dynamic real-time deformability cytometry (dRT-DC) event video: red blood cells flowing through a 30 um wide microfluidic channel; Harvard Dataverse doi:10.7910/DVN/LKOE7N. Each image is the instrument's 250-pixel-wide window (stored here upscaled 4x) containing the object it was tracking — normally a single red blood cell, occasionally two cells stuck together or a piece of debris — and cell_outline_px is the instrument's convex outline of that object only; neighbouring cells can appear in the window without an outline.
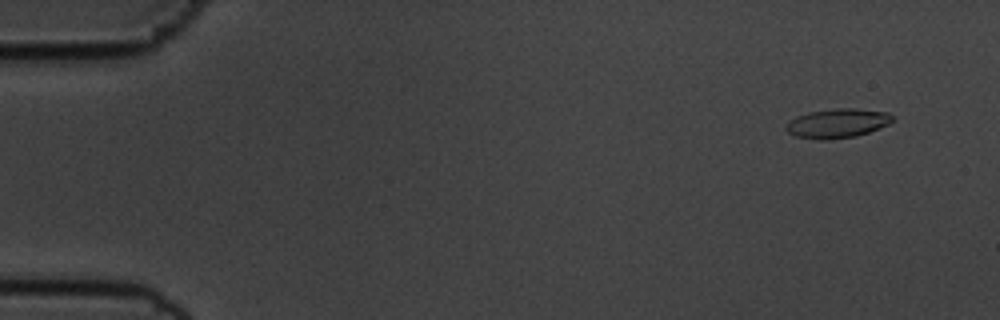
{"species": "common noctule bat (a hibernating species)", "species_latin": "Nyctalus noctula", "temperature_condition": "cold", "stored_images_in_passage": 56, "camera_frame_rate_fps": 3000, "um_per_image_px": 0.085, "animal": {"sex": "male", "body_mass_g": 19.5, "forearm_length_mm": 54.6}, "frame": {"image": 1, "passage_image": 4, "time_ms": 1.0, "image_size_px": [1000, 320], "cell_outline_px": [[892, 120], [888, 124], [868, 132], [856, 136], [828, 140], [820, 140], [796, 136], [788, 132], [784, 128], [788, 120], [796, 116], [808, 112], [836, 108], [856, 108], [888, 112], [892, 116]], "centroid_in_image_um": [71.13, 10.47], "position_along_channel_um": 13.9, "area_um2": 18.21}}
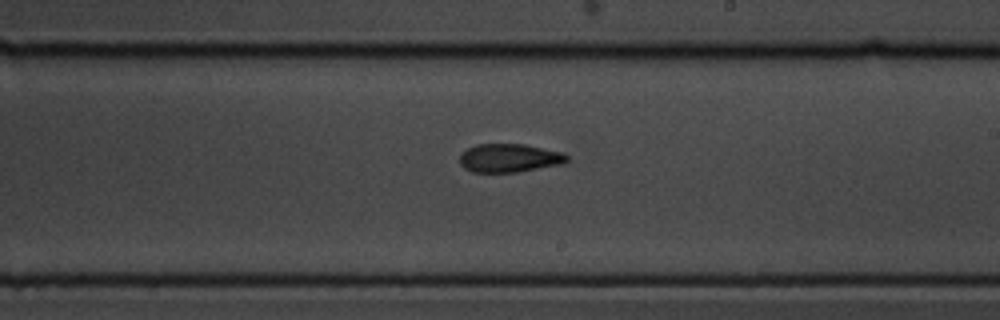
{"frame": {"image": 2, "passage_image": 33, "time_ms": 10.667, "image_size_px": [1000, 320], "cell_outline_px": [[568, 160], [564, 164], [516, 172], [472, 172], [464, 168], [460, 164], [460, 152], [476, 144], [524, 144], [560, 152], [568, 156]], "centroid_in_image_um": [43.26, 13.43], "position_along_channel_um": 245.7, "area_um2": 17.8}}
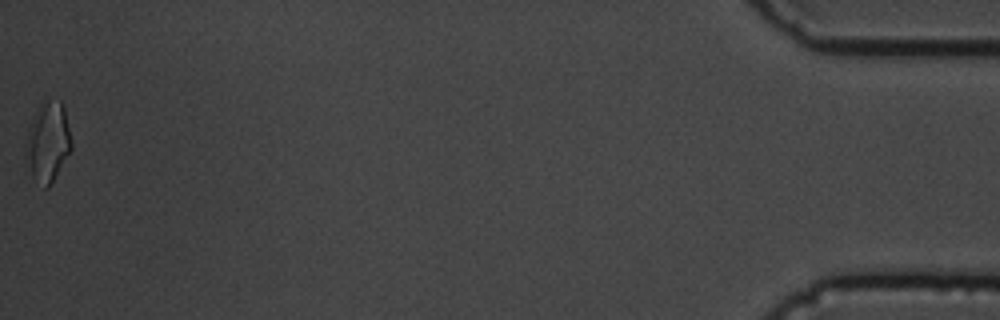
{"frame": {"image": 3, "passage_image": 56, "time_ms": 18.333, "image_size_px": [1000, 320], "cell_outline_px": [[72, 148], [48, 188], [44, 188], [32, 176], [24, 156], [24, 148], [28, 128], [32, 116], [44, 96], [60, 100], [64, 104], [72, 144]], "centroid_in_image_um": [4.04, 11.97], "position_along_channel_um": 431.2, "area_um2": 21.79}, "authors_computed_cell_mechanics": {"area_um2": 17.8024, "velocity_mm_per_s": 3.6151, "shape_relaxation_time_tau1_ms": 7.0741, "shape_relaxation_time_tau2_ms": 3.8971, "deformation_change_tau1": 0.1869, "deformation_change_tau2": 0.1162}}